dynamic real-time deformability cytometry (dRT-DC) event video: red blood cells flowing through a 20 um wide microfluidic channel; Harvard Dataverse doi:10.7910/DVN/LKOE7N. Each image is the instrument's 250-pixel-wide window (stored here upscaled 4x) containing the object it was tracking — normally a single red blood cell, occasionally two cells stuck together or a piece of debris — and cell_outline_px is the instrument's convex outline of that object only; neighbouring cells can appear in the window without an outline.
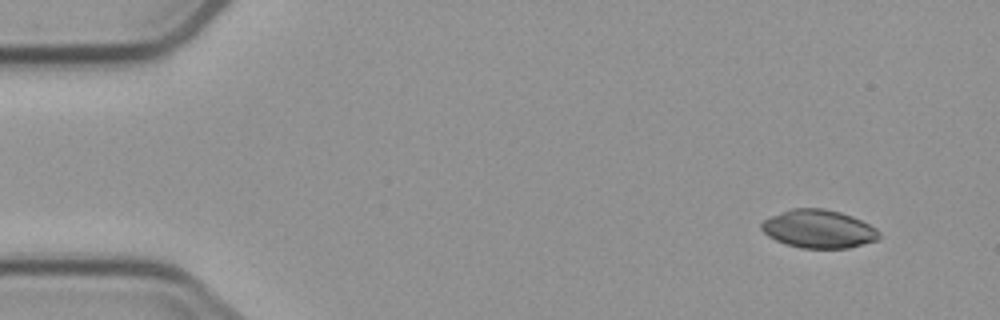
{"species": "common noctule bat (a hibernating species)", "species_latin": "Nyctalus noctula", "temperature_condition": "cold", "stored_images_in_passage": 4, "camera_frame_rate_fps": 3000, "um_per_image_px": 0.085, "animal": {"sex": "male", "body_mass_g": 23.1, "forearm_length_mm": 52.7}, "frame": {"image": 1, "passage_image": 1, "time_ms": 0.0, "image_size_px": [1000, 320], "cell_outline_px": [[880, 236], [876, 240], [848, 248], [800, 248], [776, 240], [768, 236], [760, 228], [760, 224], [764, 220], [772, 216], [792, 208], [824, 208], [840, 212], [852, 216], [876, 228], [880, 232]], "centroid_in_image_um": [69.58, 19.46], "position_along_channel_um": 15.4, "area_um2": 26.01}}
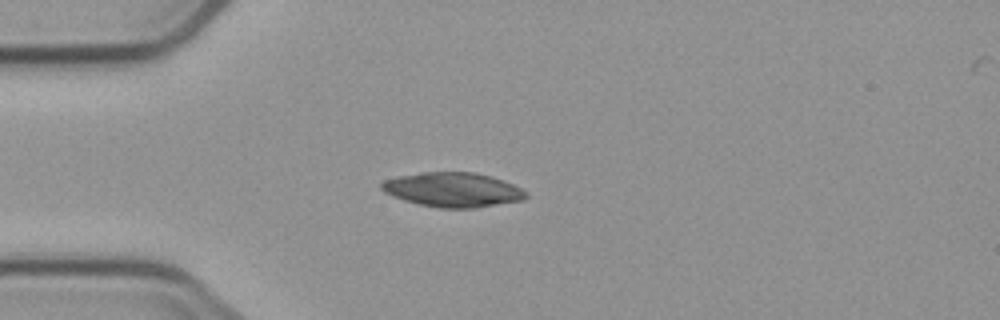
{"frame": {"image": 2, "passage_image": 4, "time_ms": 3.333, "image_size_px": [1000, 320], "cell_outline_px": [[528, 196], [524, 200], [472, 208], [440, 208], [420, 204], [404, 200], [384, 192], [380, 188], [380, 184], [384, 180], [400, 176], [420, 172], [476, 172], [492, 176], [512, 184], [528, 192]], "centroid_in_image_um": [38.5, 16.12], "position_along_channel_um": 46.5, "area_um2": 28.96}}